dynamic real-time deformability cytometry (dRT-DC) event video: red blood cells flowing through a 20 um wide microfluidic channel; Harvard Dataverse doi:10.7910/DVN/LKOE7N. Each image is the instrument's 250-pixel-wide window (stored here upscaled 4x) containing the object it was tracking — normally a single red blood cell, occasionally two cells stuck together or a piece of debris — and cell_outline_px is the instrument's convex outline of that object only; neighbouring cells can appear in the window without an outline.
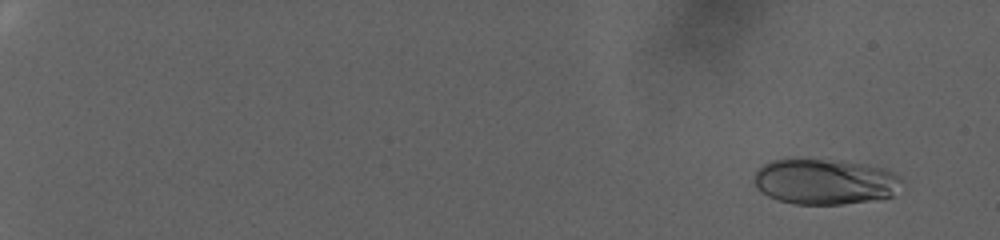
{"species": "human", "species_latin": "Homo sapiens", "temperature_condition": "warm", "stored_images_in_passage": 86, "camera_frame_rate_fps": 3000, "um_per_image_px": 0.085, "donor": {"sex": "female"}, "frame": {"image": 1, "passage_image": 4, "time_ms": 1.0, "image_size_px": [1000, 240], "cell_outline_px": [[900, 180], [892, 196], [868, 200], [840, 204], [792, 204], [776, 200], [760, 192], [756, 188], [752, 180], [756, 172], [764, 164], [772, 160], [840, 160], [868, 164], [884, 168], [900, 176]], "centroid_in_image_um": [70.05, 15.44], "position_along_channel_um": 14.9, "area_um2": 39.02}}
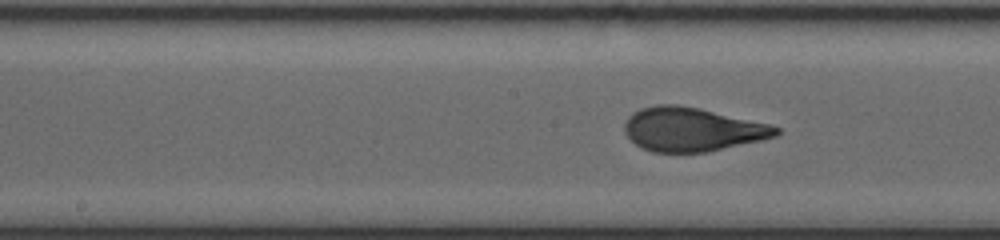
{"frame": {"image": 2, "passage_image": 50, "time_ms": 16.333, "image_size_px": [1000, 240], "cell_outline_px": [[780, 132], [776, 136], [760, 140], [708, 152], [652, 152], [640, 148], [624, 132], [624, 124], [628, 116], [632, 112], [640, 108], [656, 104], [676, 104], [700, 108], [768, 124], [780, 128]], "centroid_in_image_um": [58.78, 10.99], "position_along_channel_um": 189.4, "area_um2": 38.67}}
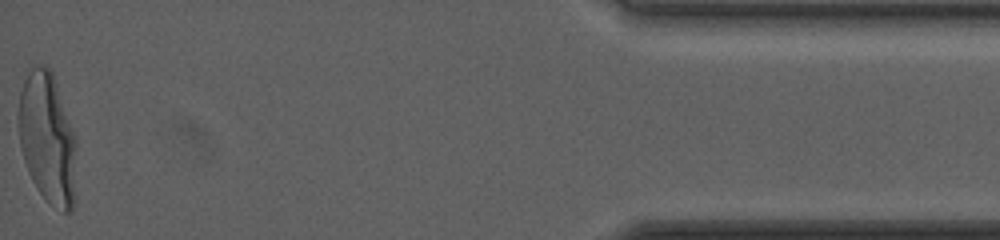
{"frame": {"image": 3, "passage_image": 86, "time_ms": 28.333, "image_size_px": [1000, 240], "cell_outline_px": [[76, 144], [72, 212], [64, 212], [48, 200], [36, 188], [28, 172], [24, 160], [20, 144], [20, 92], [24, 80], [28, 72], [36, 64], [44, 64], [52, 72], [76, 136]], "centroid_in_image_um": [4.04, 11.71], "position_along_channel_um": 431.2, "area_um2": 43.35}, "authors_computed_cell_mechanics": {"area_um2": 38.5526, "velocity_mm_per_s": 2.5622, "shape_relaxation_time_tau1_ms": 7.86, "shape_relaxation_time_tau2_ms": null, "deformation_change_tau1": 0.257, "deformation_change_tau2": null}}